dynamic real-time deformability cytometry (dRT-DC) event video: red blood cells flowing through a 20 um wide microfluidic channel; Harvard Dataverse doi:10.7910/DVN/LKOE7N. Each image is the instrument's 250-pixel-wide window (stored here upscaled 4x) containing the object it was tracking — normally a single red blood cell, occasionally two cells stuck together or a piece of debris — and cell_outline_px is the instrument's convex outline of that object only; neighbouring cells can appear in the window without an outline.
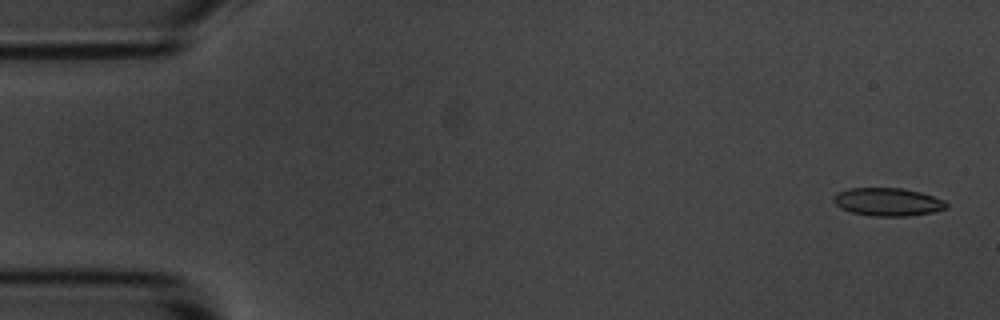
{"species": "common noctule bat (a hibernating species)", "species_latin": "Nyctalus noctula", "temperature_condition": "room temperature", "stored_images_in_passage": 56, "camera_frame_rate_fps": 3000, "um_per_image_px": 0.085, "animal": {"sex": "male", "body_mass_g": 20.1, "forearm_length_mm": 53.5}, "frame": {"image": 1, "passage_image": 2, "time_ms": 0.333, "image_size_px": [1000, 320], "cell_outline_px": [[948, 208], [932, 212], [904, 216], [876, 216], [852, 212], [840, 208], [832, 200], [832, 196], [848, 188], [904, 188], [920, 192], [944, 200], [948, 204]], "centroid_in_image_um": [75.45, 17.15], "position_along_channel_um": 9.5, "area_um2": 18.32}}
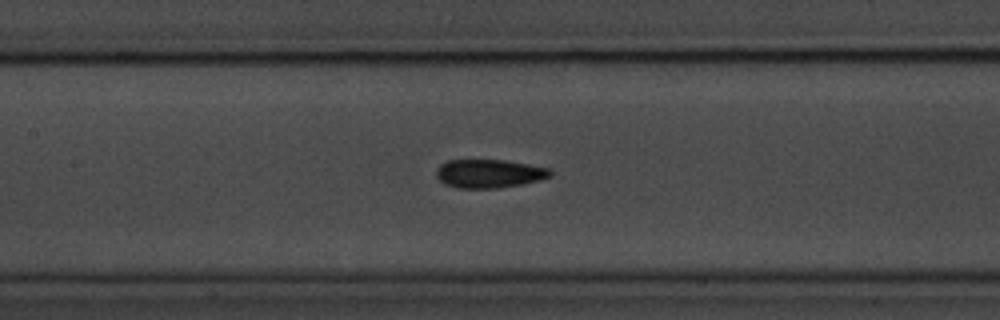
{"frame": {"image": 2, "passage_image": 25, "time_ms": 8.0, "image_size_px": [1000, 320], "cell_outline_px": [[552, 176], [540, 180], [520, 184], [496, 188], [456, 188], [444, 184], [436, 176], [436, 172], [440, 164], [448, 160], [504, 160], [528, 164], [548, 168], [552, 172]], "centroid_in_image_um": [41.56, 14.75], "position_along_channel_um": 165.8, "area_um2": 18.9}}
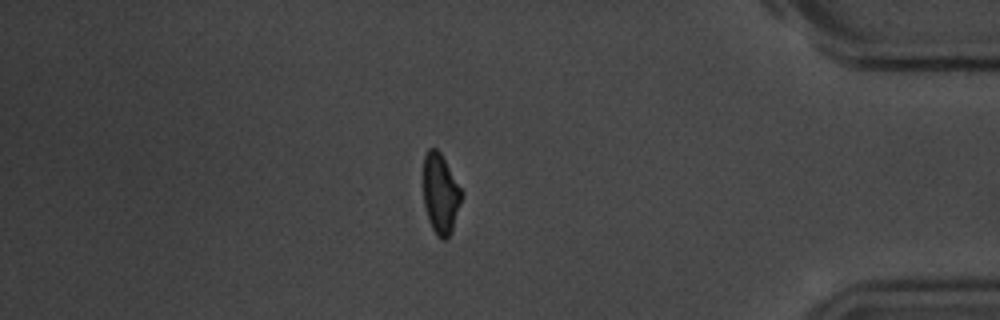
{"frame": {"image": 3, "passage_image": 47, "time_ms": 15.333, "image_size_px": [1000, 320], "cell_outline_px": [[464, 196], [452, 232], [444, 240], [440, 240], [436, 236], [428, 220], [424, 208], [424, 156], [428, 148], [436, 148], [440, 152], [464, 192]], "centroid_in_image_um": [37.47, 16.51], "position_along_channel_um": 397.7, "area_um2": 18.26}, "authors_computed_cell_mechanics": {"area_um2": 18.6405, "velocity_mm_per_s": 3.6463, "shape_relaxation_time_tau1_ms": 5.6083, "shape_relaxation_time_tau2_ms": 2.7458, "deformation_change_tau1": 0.1309, "deformation_change_tau2": 0.0866}}